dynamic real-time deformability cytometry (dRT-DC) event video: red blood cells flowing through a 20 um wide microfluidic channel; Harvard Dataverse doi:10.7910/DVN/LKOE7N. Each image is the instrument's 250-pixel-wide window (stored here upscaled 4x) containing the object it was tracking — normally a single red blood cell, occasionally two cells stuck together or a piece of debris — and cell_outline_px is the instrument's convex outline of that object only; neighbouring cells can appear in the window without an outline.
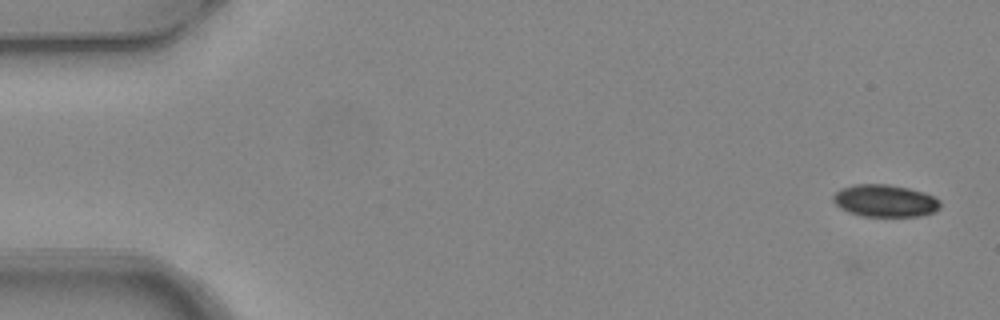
{"species": "common noctule bat (a hibernating species)", "species_latin": "Nyctalus noctula", "temperature_condition": "warm", "stored_images_in_passage": 5, "camera_frame_rate_fps": 3000, "um_per_image_px": 0.085, "animal": {"sex": "female", "body_mass_g": 24.6, "forearm_length_mm": 56.2}, "frame": {"image": 1, "passage_image": 1, "time_ms": 0.0, "image_size_px": [1000, 320], "cell_outline_px": [[940, 208], [932, 212], [920, 216], [864, 216], [848, 212], [840, 208], [832, 200], [832, 196], [840, 188], [856, 184], [888, 184], [908, 188], [924, 192], [940, 200]], "centroid_in_image_um": [75.2, 17.06], "position_along_channel_um": 9.8, "area_um2": 20.11}}